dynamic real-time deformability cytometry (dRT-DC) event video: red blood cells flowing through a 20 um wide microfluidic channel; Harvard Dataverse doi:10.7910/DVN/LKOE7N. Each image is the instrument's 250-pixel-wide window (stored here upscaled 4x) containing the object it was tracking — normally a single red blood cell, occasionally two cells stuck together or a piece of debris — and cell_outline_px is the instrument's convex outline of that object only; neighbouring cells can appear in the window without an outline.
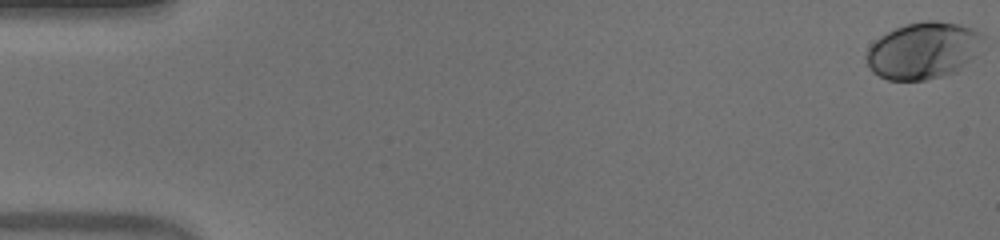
{"species": "human", "species_latin": "Homo sapiens", "temperature_condition": "warm", "stored_images_in_passage": 53, "camera_frame_rate_fps": 3000, "um_per_image_px": 0.085, "donor": {"sex": "male"}, "frame": {"image": 1, "passage_image": 1, "time_ms": 0.0, "image_size_px": [1000, 240], "cell_outline_px": [[984, 40], [976, 56], [956, 72], [924, 80], [888, 80], [872, 72], [864, 56], [868, 48], [880, 36], [904, 24], [924, 20], [936, 20], [960, 24], [972, 28], [980, 32], [984, 36]], "centroid_in_image_um": [78.49, 4.28], "position_along_channel_um": 6.5, "area_um2": 38.84}}
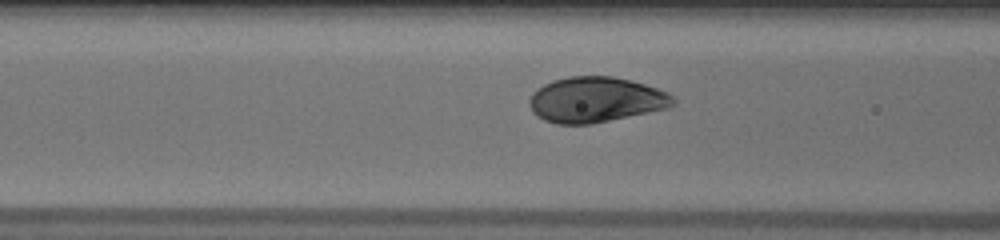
{"frame": {"image": 2, "passage_image": 22, "time_ms": 7.0, "image_size_px": [1000, 240], "cell_outline_px": [[676, 104], [668, 108], [592, 124], [556, 124], [544, 120], [536, 116], [532, 112], [528, 104], [528, 100], [532, 92], [536, 88], [552, 80], [568, 76], [612, 76], [632, 80], [668, 92], [676, 100]], "centroid_in_image_um": [50.61, 8.47], "position_along_channel_um": 116.0, "area_um2": 38.44}}
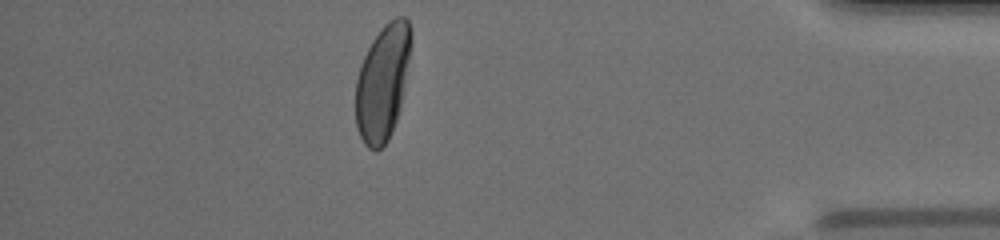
{"frame": {"image": 3, "passage_image": 47, "time_ms": 15.333, "image_size_px": [1000, 240], "cell_outline_px": [[412, 40], [404, 92], [400, 108], [396, 120], [388, 140], [376, 152], [368, 148], [364, 144], [356, 128], [356, 80], [360, 64], [372, 40], [380, 28], [384, 24], [396, 16], [404, 16], [408, 20], [412, 32]], "centroid_in_image_um": [32.53, 6.98], "position_along_channel_um": 402.7, "area_um2": 37.69}, "authors_computed_cell_mechanics": {"area_um2": 38.2636, "velocity_mm_per_s": 3.9297, "shape_relaxation_time_tau1_ms": 2.312, "shape_relaxation_time_tau2_ms": null, "deformation_change_tau1": 0.1614, "deformation_change_tau2": null}}